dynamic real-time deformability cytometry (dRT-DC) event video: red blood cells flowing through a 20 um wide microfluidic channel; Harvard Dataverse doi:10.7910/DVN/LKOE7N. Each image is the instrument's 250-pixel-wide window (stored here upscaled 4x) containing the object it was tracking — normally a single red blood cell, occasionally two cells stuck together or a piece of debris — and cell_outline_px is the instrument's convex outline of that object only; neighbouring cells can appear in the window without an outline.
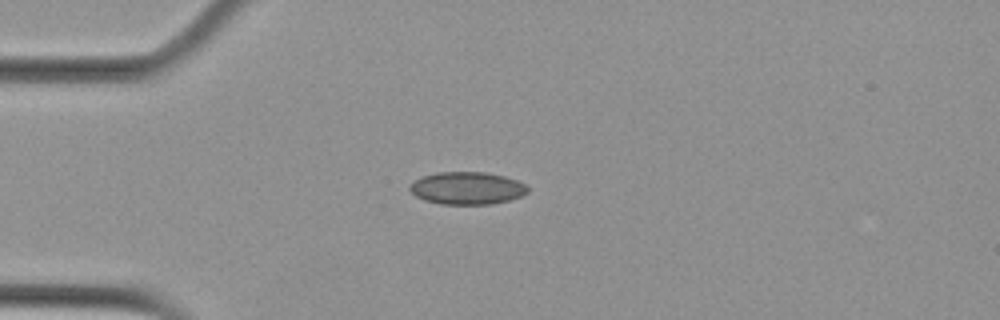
{"species": "Egyptian fruit bat (a non-hibernating species)", "species_latin": "Rousettus aegyptiacus", "temperature_condition": "cold", "stored_images_in_passage": 2, "camera_frame_rate_fps": 3000, "um_per_image_px": 0.085, "animal": {"sex": "female"}, "frame": {"image": 1, "passage_image": 1, "time_ms": 0.0, "image_size_px": [1000, 320], "cell_outline_px": [[528, 192], [520, 196], [508, 200], [492, 204], [440, 204], [424, 200], [416, 196], [408, 188], [408, 184], [420, 176], [436, 172], [484, 172], [504, 176], [516, 180], [524, 184], [528, 188]], "centroid_in_image_um": [39.64, 15.98], "position_along_channel_um": 45.4, "area_um2": 22.43}}